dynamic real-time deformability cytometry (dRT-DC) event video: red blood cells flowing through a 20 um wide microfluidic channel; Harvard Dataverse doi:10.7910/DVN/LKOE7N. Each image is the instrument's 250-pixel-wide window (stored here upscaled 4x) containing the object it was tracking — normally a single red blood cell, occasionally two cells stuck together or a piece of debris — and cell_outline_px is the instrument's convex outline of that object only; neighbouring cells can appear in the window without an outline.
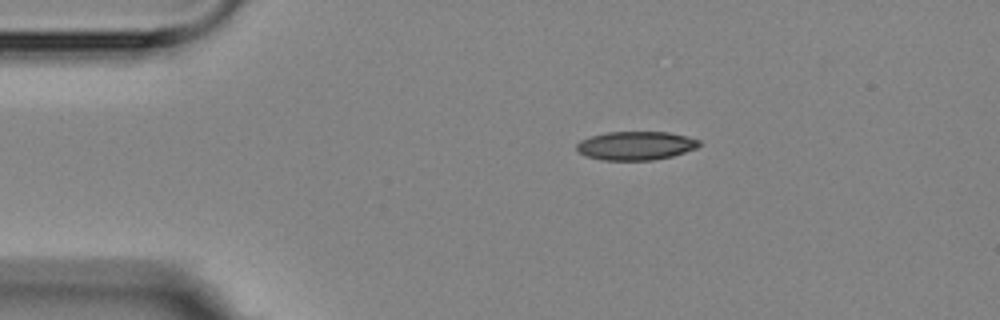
{"species": "Egyptian fruit bat (a non-hibernating species)", "species_latin": "Rousettus aegyptiacus", "temperature_condition": "room temperature", "stored_images_in_passage": 14, "camera_frame_rate_fps": 3000, "um_per_image_px": 0.085, "animal": {"sex": "female"}, "frame": {"image": 1, "passage_image": 1, "time_ms": 0.0, "image_size_px": [1000, 320], "cell_outline_px": [[700, 144], [696, 148], [672, 156], [652, 160], [604, 160], [588, 156], [580, 152], [576, 148], [576, 144], [580, 140], [592, 136], [608, 132], [668, 132], [688, 136], [700, 140]], "centroid_in_image_um": [54.06, 12.37], "position_along_channel_um": 30.9, "area_um2": 20.29}}
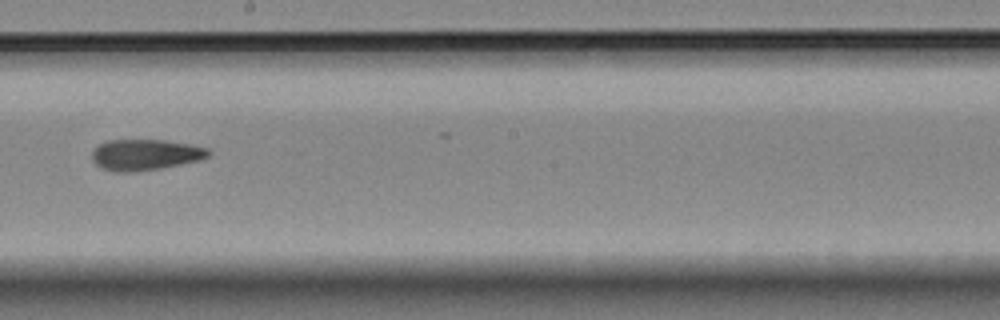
{"frame": {"image": 2, "passage_image": 7, "time_ms": 7.0, "image_size_px": [1000, 320], "cell_outline_px": [[212, 152], [208, 156], [200, 160], [160, 168], [128, 172], [116, 172], [100, 168], [92, 160], [92, 152], [100, 144], [108, 140], [164, 140], [192, 144], [208, 148]], "centroid_in_image_um": [12.36, 13.15], "position_along_channel_um": 235.8, "area_um2": 20.98}}
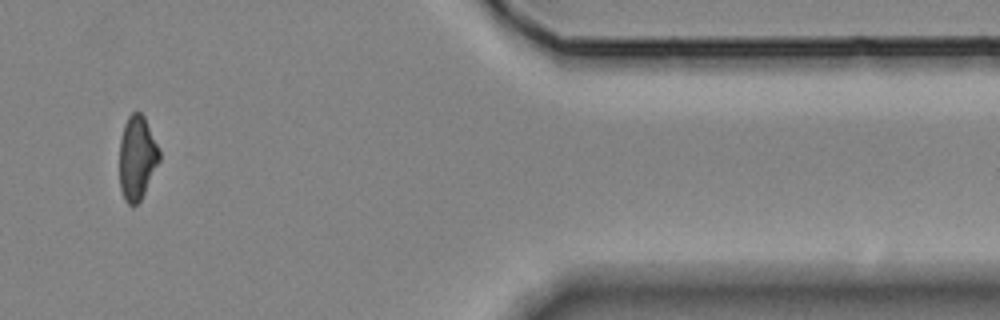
{"frame": {"image": 3, "passage_image": 12, "time_ms": 12.667, "image_size_px": [1000, 320], "cell_outline_px": [[160, 160], [140, 200], [132, 208], [124, 200], [120, 188], [120, 140], [124, 124], [128, 116], [132, 112], [140, 112], [144, 116], [160, 148]], "centroid_in_image_um": [11.65, 13.4], "position_along_channel_um": 399.7, "area_um2": 19.59}, "authors_computed_cell_mechanics": {"area_um2": 20.9525, "velocity_mm_per_s": 3.5576, "shape_relaxation_time_tau1_ms": 5.1783, "shape_relaxation_time_tau2_ms": 3.0122, "deformation_change_tau1": 0.1156, "deformation_change_tau2": 0.093}}